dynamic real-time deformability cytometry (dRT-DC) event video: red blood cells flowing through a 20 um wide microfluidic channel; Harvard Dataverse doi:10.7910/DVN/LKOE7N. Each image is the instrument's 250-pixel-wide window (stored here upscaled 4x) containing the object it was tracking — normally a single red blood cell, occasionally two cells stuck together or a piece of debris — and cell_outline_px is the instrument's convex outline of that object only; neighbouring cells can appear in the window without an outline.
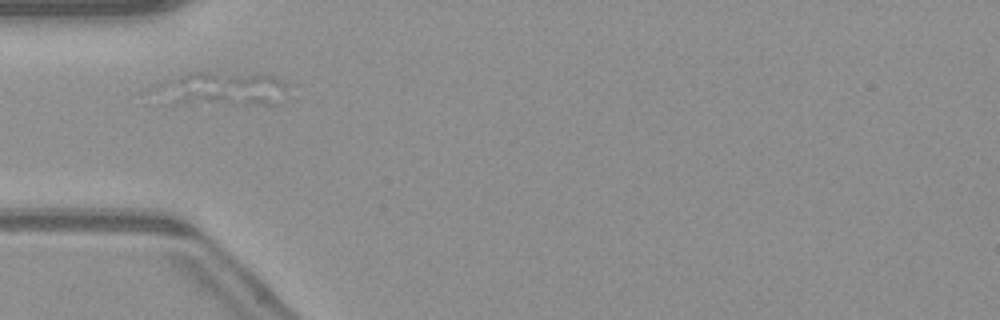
{"species": "common noctule bat (a hibernating species)", "species_latin": "Nyctalus noctula", "temperature_condition": "warm", "stored_images_in_passage": 43, "camera_frame_rate_fps": 3000, "um_per_image_px": 0.085, "animal": {"sex": "male", "body_mass_g": 23.1, "forearm_length_mm": 52.7}, "frame": {"image": 1, "passage_image": 6, "time_ms": 1.667, "image_size_px": [1000, 320], "cell_outline_px": [[284, 88], [280, 104], [168, 104], [152, 88], [156, 84], [188, 72], [268, 72], [280, 80], [284, 84]], "centroid_in_image_um": [18.84, 7.53], "position_along_channel_um": 66.2, "area_um2": 26.93}}
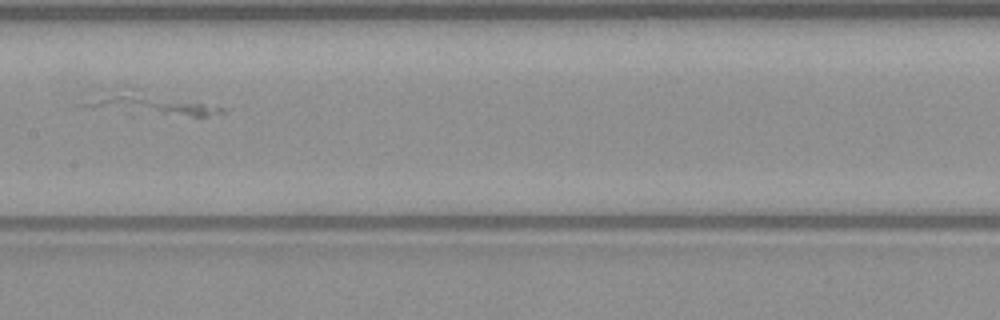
{"frame": {"image": 2, "passage_image": 16, "time_ms": 5.0, "image_size_px": [1000, 320], "cell_outline_px": [[232, 108], [228, 112], [204, 116], [192, 116], [92, 108], [80, 104], [116, 84], [132, 84]], "centroid_in_image_um": [12.87, 8.67], "position_along_channel_um": 194.5, "area_um2": 19.59}}
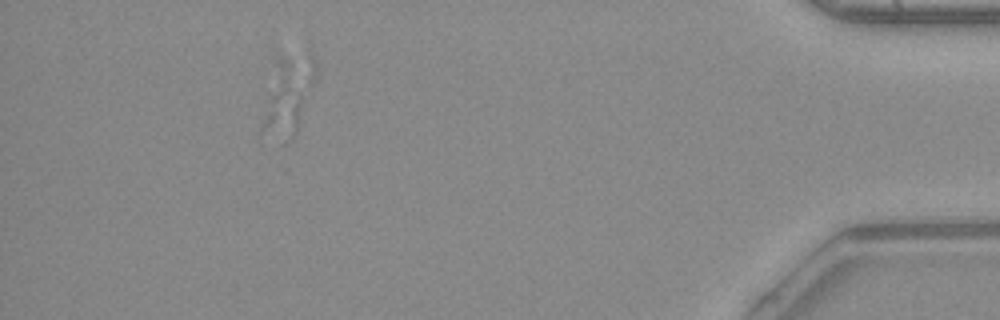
{"frame": {"image": 3, "passage_image": 38, "time_ms": 12.333, "image_size_px": [1000, 320], "cell_outline_px": [[300, 108], [296, 132], [284, 144], [260, 144], [260, 128], [268, 100], [272, 96], [300, 92]], "centroid_in_image_um": [23.83, 10.11], "position_along_channel_um": 411.4, "area_um2": 11.96}}